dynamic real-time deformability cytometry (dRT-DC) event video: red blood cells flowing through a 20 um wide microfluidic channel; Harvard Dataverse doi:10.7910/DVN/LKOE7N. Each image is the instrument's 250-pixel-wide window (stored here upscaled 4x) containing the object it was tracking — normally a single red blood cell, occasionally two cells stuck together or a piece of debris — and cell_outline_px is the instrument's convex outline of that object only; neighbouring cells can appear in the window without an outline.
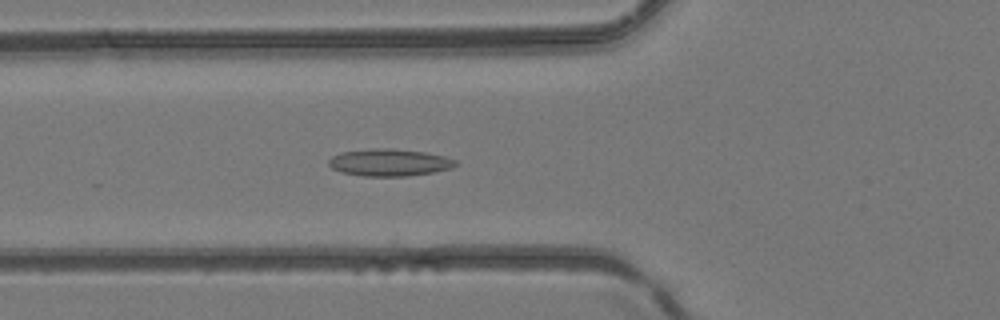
{"species": "common noctule bat (a hibernating species)", "species_latin": "Nyctalus noctula", "temperature_condition": "room temperature", "stored_images_in_passage": 44, "camera_frame_rate_fps": 3000, "um_per_image_px": 0.085, "animal": {"sex": "female", "body_mass_g": 24.6, "forearm_length_mm": 56.2}, "frame": {"image": 1, "passage_image": 14, "time_ms": 4.333, "image_size_px": [1000, 320], "cell_outline_px": [[456, 164], [452, 168], [436, 172], [408, 176], [364, 176], [340, 172], [332, 168], [328, 164], [328, 160], [332, 156], [340, 152], [372, 148], [392, 148], [424, 152], [444, 156], [456, 160]], "centroid_in_image_um": [33.08, 13.81], "position_along_channel_um": 92.7, "area_um2": 20.23}}
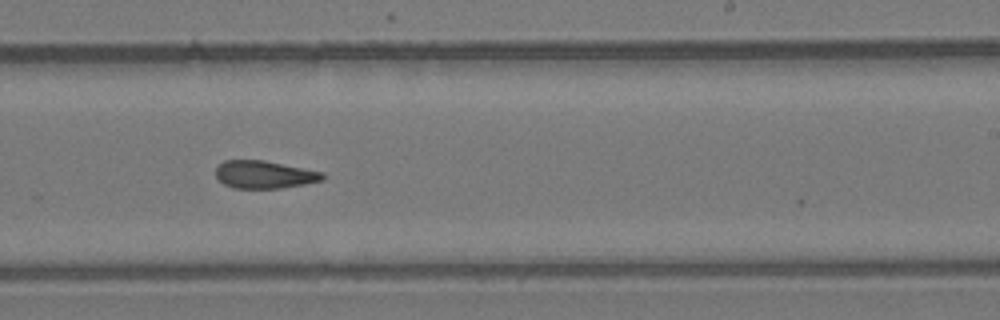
{"frame": {"image": 2, "passage_image": 26, "time_ms": 8.333, "image_size_px": [1000, 320], "cell_outline_px": [[324, 180], [304, 184], [280, 188], [232, 188], [224, 184], [216, 176], [216, 164], [224, 160], [264, 160], [324, 172]], "centroid_in_image_um": [22.45, 14.83], "position_along_channel_um": 266.6, "area_um2": 17.34}}
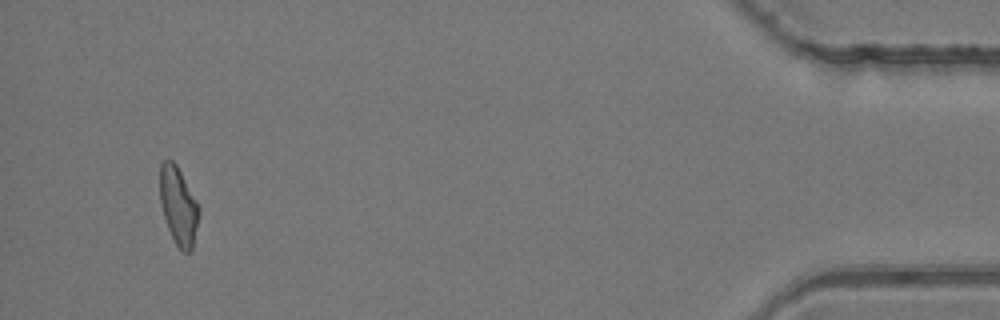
{"frame": {"image": 3, "passage_image": 42, "time_ms": 13.667, "image_size_px": [1000, 320], "cell_outline_px": [[200, 212], [192, 248], [188, 252], [180, 252], [168, 228], [160, 204], [160, 164], [164, 160], [172, 160], [176, 164], [200, 208]], "centroid_in_image_um": [15.16, 17.51], "position_along_channel_um": 420.0, "area_um2": 17.51}}